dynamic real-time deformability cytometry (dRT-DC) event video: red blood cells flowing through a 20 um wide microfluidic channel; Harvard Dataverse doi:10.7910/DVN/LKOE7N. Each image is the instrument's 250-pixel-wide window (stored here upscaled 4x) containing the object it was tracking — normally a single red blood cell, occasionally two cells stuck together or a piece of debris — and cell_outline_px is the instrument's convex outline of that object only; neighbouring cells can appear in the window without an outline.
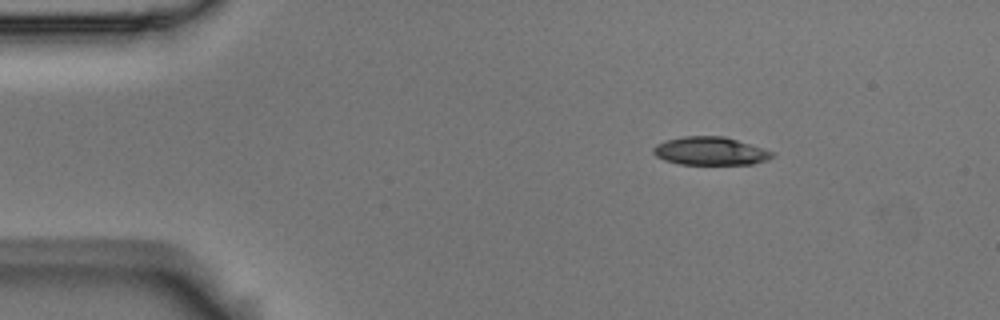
{"species": "Egyptian fruit bat (a non-hibernating species)", "species_latin": "Rousettus aegyptiacus", "temperature_condition": "room temperature", "stored_images_in_passage": 3, "camera_frame_rate_fps": 3000, "um_per_image_px": 0.085, "animal": {"sex": "male"}, "frame": {"image": 1, "passage_image": 1, "time_ms": 0.0, "image_size_px": [1000, 320], "cell_outline_px": [[776, 152], [772, 156], [764, 160], [752, 164], [680, 164], [664, 160], [656, 156], [652, 152], [652, 148], [656, 144], [664, 140], [684, 136], [724, 136], [764, 148]], "centroid_in_image_um": [60.34, 12.83], "position_along_channel_um": 24.7, "area_um2": 19.54}}